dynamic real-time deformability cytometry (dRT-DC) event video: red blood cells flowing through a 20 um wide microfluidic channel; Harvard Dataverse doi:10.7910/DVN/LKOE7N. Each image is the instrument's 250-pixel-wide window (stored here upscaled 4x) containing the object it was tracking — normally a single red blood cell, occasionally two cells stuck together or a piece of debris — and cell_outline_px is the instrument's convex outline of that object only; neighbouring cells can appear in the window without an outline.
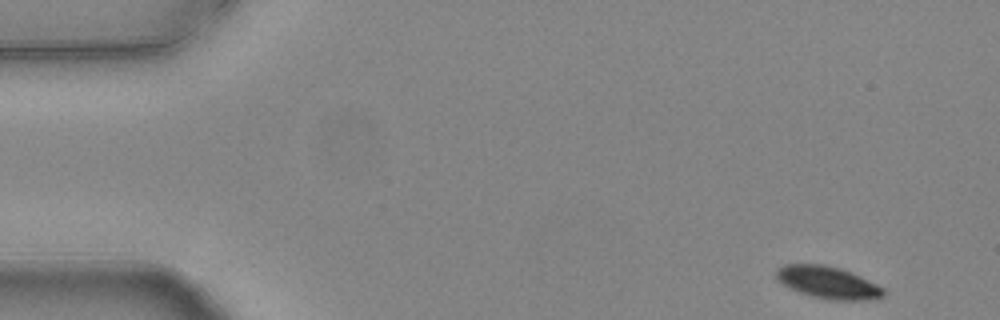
{"species": "common noctule bat (a hibernating species)", "species_latin": "Nyctalus noctula", "temperature_condition": "warm", "stored_images_in_passage": 52, "camera_frame_rate_fps": 3000, "um_per_image_px": 0.085, "animal": {"sex": "female", "body_mass_g": 24.6, "forearm_length_mm": 56.2}, "frame": {"image": 1, "passage_image": 1, "time_ms": 0.0, "image_size_px": [1000, 320], "cell_outline_px": [[884, 296], [876, 300], [828, 300], [812, 296], [788, 288], [776, 280], [776, 268], [784, 264], [824, 264], [840, 268], [852, 272], [884, 288]], "centroid_in_image_um": [70.36, 24.01], "position_along_channel_um": 14.6, "area_um2": 20.4}}
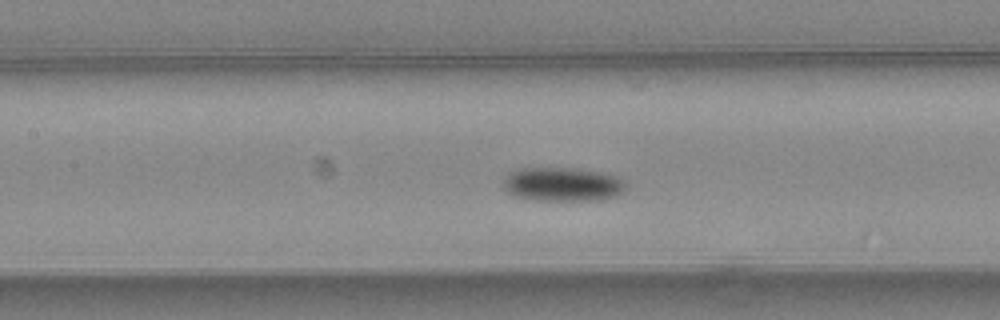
{"frame": {"image": 2, "passage_image": 22, "time_ms": 7.0, "image_size_px": [1000, 320], "cell_outline_px": [[628, 184], [616, 196], [600, 200], [532, 200], [516, 196], [508, 192], [504, 188], [504, 176], [508, 172], [516, 168], [580, 168], [604, 172], [620, 176]], "centroid_in_image_um": [47.83, 15.64], "position_along_channel_um": 159.6, "area_um2": 24.68}}
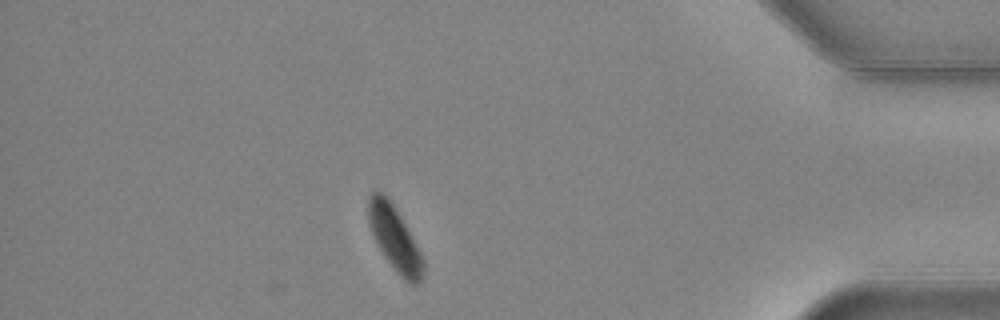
{"frame": {"image": 3, "passage_image": 45, "time_ms": 14.667, "image_size_px": [1000, 320], "cell_outline_px": [[424, 272], [420, 280], [416, 284], [408, 284], [396, 272], [384, 256], [372, 232], [368, 220], [368, 196], [372, 192], [384, 192], [388, 196], [400, 216], [416, 244], [424, 260]], "centroid_in_image_um": [33.54, 20.27], "position_along_channel_um": 401.7, "area_um2": 20.35}, "authors_computed_cell_mechanics": {"area_um2": 22.5998, "velocity_mm_per_s": 3.7308, "shape_relaxation_time_tau1_ms": 4.4802, "shape_relaxation_time_tau2_ms": null, "deformation_change_tau1": 0.1296, "deformation_change_tau2": null}}